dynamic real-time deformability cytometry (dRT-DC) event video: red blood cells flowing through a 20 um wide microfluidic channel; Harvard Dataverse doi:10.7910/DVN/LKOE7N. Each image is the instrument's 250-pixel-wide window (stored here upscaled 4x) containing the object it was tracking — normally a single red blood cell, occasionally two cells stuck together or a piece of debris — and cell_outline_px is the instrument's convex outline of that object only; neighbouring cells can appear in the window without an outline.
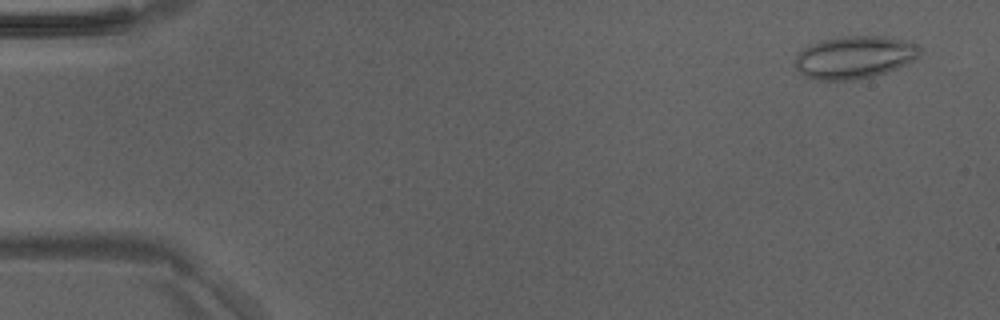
{"species": "Egyptian fruit bat (a non-hibernating species)", "species_latin": "Rousettus aegyptiacus", "temperature_condition": "room temperature", "stored_images_in_passage": 19, "camera_frame_rate_fps": 3000, "um_per_image_px": 0.085, "animal": {"sex": "male"}, "frame": {"image": 1, "passage_image": 3, "time_ms": 0.667, "image_size_px": [1000, 320], "cell_outline_px": [[920, 52], [908, 64], [872, 76], [856, 80], [816, 80], [804, 76], [792, 64], [800, 48], [824, 40], [844, 36], [884, 36], [912, 40], [920, 48]], "centroid_in_image_um": [72.6, 4.86], "position_along_channel_um": 12.4, "area_um2": 31.21}}